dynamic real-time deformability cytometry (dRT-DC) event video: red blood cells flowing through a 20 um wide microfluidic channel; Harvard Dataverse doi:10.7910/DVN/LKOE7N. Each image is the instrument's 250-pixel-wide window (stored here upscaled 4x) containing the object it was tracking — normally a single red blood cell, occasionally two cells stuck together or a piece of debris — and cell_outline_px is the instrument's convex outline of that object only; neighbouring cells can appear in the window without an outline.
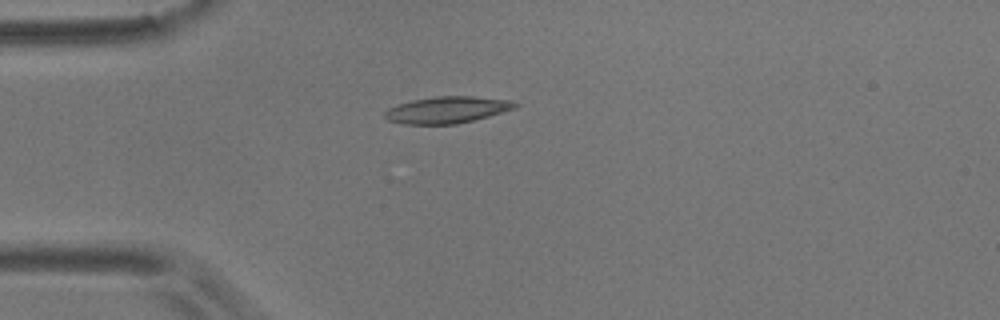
{"species": "common noctule bat (a hibernating species)", "species_latin": "Nyctalus noctula", "temperature_condition": "room temperature", "stored_images_in_passage": 8, "camera_frame_rate_fps": 3000, "um_per_image_px": 0.085, "animal": {"sex": "male", "body_mass_g": 17.9}, "frame": {"image": 1, "passage_image": 1, "time_ms": 0.0, "image_size_px": [1000, 320], "cell_outline_px": [[520, 104], [516, 108], [488, 116], [456, 124], [404, 124], [388, 120], [384, 116], [384, 112], [388, 108], [412, 100], [436, 96], [472, 96], [508, 100]], "centroid_in_image_um": [37.99, 9.33], "position_along_channel_um": 47.0, "area_um2": 20.06}}
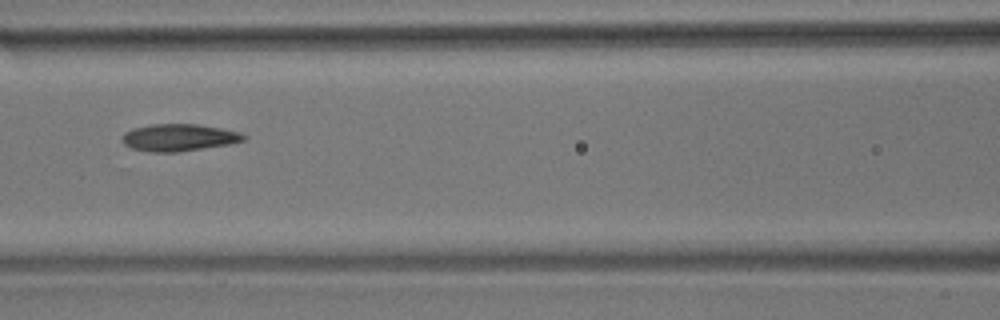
{"frame": {"image": 2, "passage_image": 4, "time_ms": 1.0, "image_size_px": [1000, 320], "cell_outline_px": [[248, 136], [244, 140], [228, 144], [180, 152], [152, 152], [132, 148], [124, 144], [120, 136], [124, 132], [132, 128], [152, 124], [196, 124], [220, 128], [240, 132]], "centroid_in_image_um": [15.18, 11.69], "position_along_channel_um": 151.4, "area_um2": 19.25}}
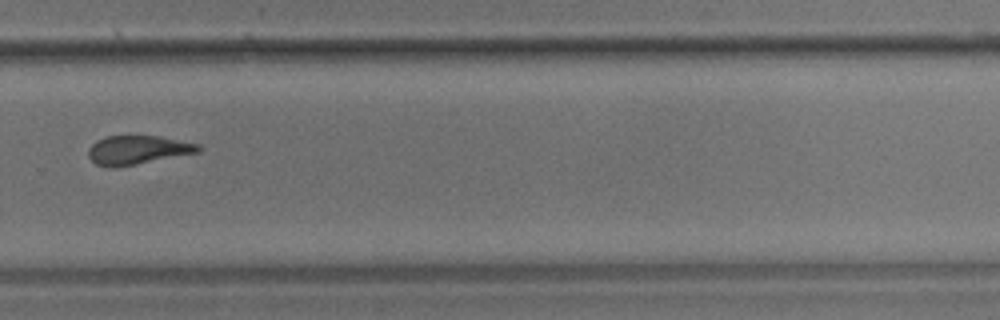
{"frame": {"image": 3, "passage_image": 8, "time_ms": 2.333, "image_size_px": [1000, 320], "cell_outline_px": [[200, 152], [136, 164], [112, 168], [108, 168], [96, 164], [88, 156], [88, 148], [96, 140], [104, 136], [160, 136], [200, 144]], "centroid_in_image_um": [11.68, 12.74], "position_along_channel_um": 318.1, "area_um2": 18.55}}